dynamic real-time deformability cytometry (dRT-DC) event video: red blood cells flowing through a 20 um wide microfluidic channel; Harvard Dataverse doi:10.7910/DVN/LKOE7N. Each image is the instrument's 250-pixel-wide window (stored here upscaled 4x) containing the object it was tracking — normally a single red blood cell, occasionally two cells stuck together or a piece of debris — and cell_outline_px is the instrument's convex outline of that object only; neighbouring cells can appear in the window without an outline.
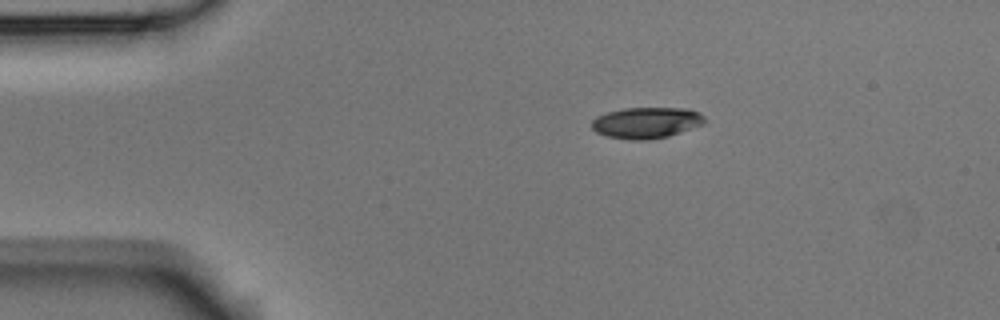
{"species": "Egyptian fruit bat (a non-hibernating species)", "species_latin": "Rousettus aegyptiacus", "temperature_condition": "room temperature", "stored_images_in_passage": 44, "camera_frame_rate_fps": 3000, "um_per_image_px": 0.085, "animal": {"sex": "male"}, "frame": {"image": 1, "passage_image": 1, "time_ms": 0.0, "image_size_px": [1000, 320], "cell_outline_px": [[704, 124], [668, 136], [648, 140], [632, 140], [608, 136], [596, 132], [592, 128], [592, 120], [596, 116], [608, 112], [624, 108], [688, 108], [700, 112], [704, 116]], "centroid_in_image_um": [54.95, 10.42], "position_along_channel_um": 30.0, "area_um2": 20.46}}
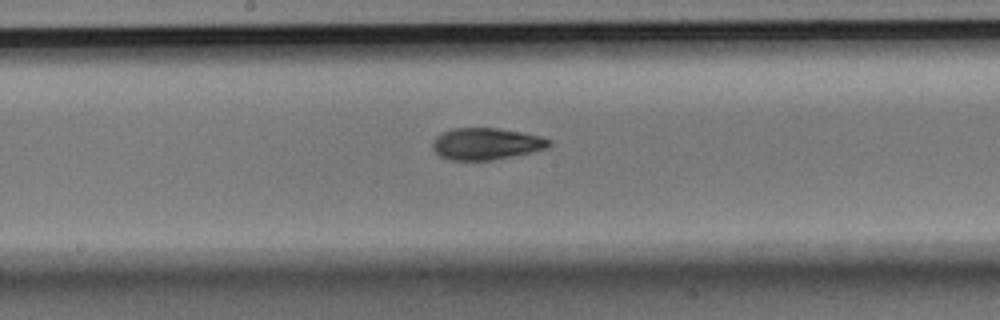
{"frame": {"image": 2, "passage_image": 19, "time_ms": 6.0, "image_size_px": [1000, 320], "cell_outline_px": [[552, 144], [548, 148], [532, 152], [492, 160], [448, 160], [440, 156], [432, 148], [432, 144], [436, 136], [452, 128], [496, 128], [520, 132], [540, 136], [552, 140]], "centroid_in_image_um": [41.34, 12.23], "position_along_channel_um": 206.9, "area_um2": 21.56}}
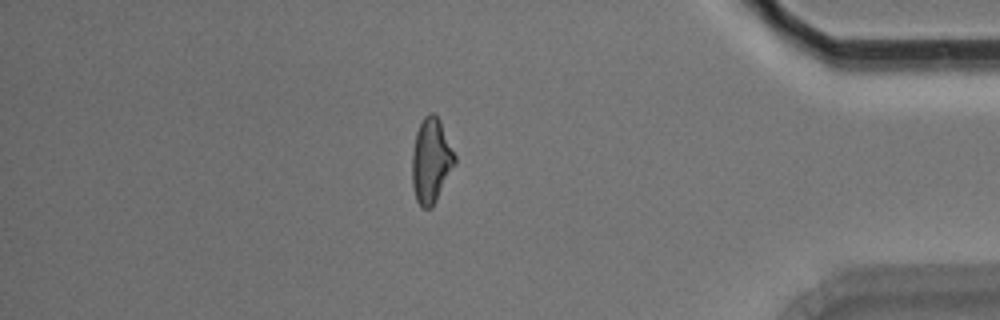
{"frame": {"image": 3, "passage_image": 37, "time_ms": 12.0, "image_size_px": [1000, 320], "cell_outline_px": [[456, 164], [432, 208], [424, 208], [416, 200], [412, 184], [412, 152], [416, 132], [424, 116], [428, 112], [432, 112], [440, 120], [456, 156]], "centroid_in_image_um": [36.65, 13.65], "position_along_channel_um": 398.6, "area_um2": 21.15}, "authors_computed_cell_mechanics": {"area_um2": 21.0392, "velocity_mm_per_s": 3.7707, "shape_relaxation_time_tau1_ms": 2.9216, "shape_relaxation_time_tau2_ms": 2.8383, "deformation_change_tau1": 0.1502, "deformation_change_tau2": 0.0977}}